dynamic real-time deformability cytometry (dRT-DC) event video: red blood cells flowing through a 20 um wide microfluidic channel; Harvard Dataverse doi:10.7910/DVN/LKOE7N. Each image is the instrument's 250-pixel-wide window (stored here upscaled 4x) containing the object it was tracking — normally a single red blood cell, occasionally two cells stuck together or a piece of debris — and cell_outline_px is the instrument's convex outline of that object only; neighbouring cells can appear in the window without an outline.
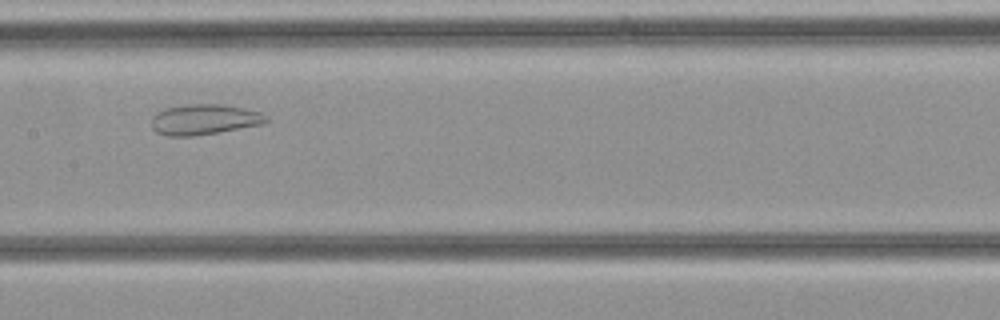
{"species": "common noctule bat (a hibernating species)", "species_latin": "Nyctalus noctula", "temperature_condition": "cold", "stored_images_in_passage": 32, "camera_frame_rate_fps": 3000, "um_per_image_px": 0.085, "animal": {"sex": "female", "body_mass_g": 21.9}, "frame": {"image": 1, "passage_image": 14, "time_ms": 4.333, "image_size_px": [1000, 320], "cell_outline_px": [[268, 120], [264, 124], [192, 136], [168, 136], [156, 132], [152, 128], [152, 116], [156, 112], [164, 108], [184, 104], [224, 104], [244, 108], [260, 112], [268, 116]], "centroid_in_image_um": [17.34, 10.14], "position_along_channel_um": 190.1, "area_um2": 20.46}}